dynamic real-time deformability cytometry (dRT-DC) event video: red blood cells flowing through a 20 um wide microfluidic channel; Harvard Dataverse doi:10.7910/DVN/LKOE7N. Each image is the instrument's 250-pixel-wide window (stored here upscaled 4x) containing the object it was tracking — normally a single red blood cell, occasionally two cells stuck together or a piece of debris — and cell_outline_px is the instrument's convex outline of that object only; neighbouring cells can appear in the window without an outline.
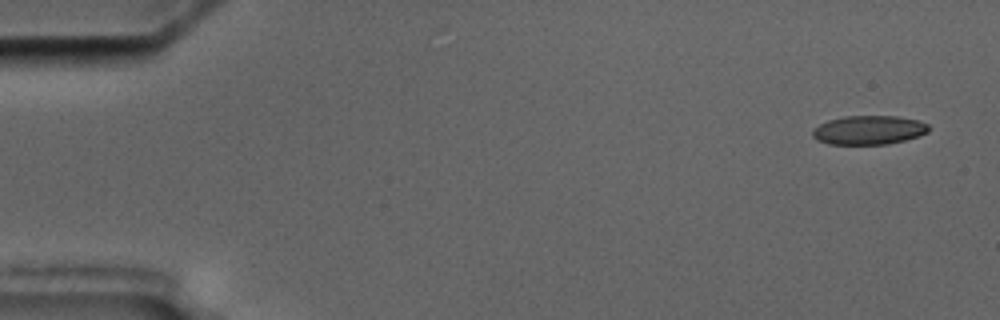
{"species": "common noctule bat (a hibernating species)", "species_latin": "Nyctalus noctula", "temperature_condition": "cold", "stored_images_in_passage": 4, "camera_frame_rate_fps": 3000, "um_per_image_px": 0.085, "animal": {"sex": "male", "body_mass_g": 17.5, "forearm_length_mm": 52.3}, "frame": {"image": 1, "passage_image": 1, "time_ms": 0.0, "image_size_px": [1000, 320], "cell_outline_px": [[928, 132], [904, 140], [888, 144], [828, 144], [816, 140], [812, 136], [812, 128], [828, 120], [844, 116], [896, 116], [916, 120], [928, 124]], "centroid_in_image_um": [73.79, 11.05], "position_along_channel_um": 11.2, "area_um2": 19.54}}